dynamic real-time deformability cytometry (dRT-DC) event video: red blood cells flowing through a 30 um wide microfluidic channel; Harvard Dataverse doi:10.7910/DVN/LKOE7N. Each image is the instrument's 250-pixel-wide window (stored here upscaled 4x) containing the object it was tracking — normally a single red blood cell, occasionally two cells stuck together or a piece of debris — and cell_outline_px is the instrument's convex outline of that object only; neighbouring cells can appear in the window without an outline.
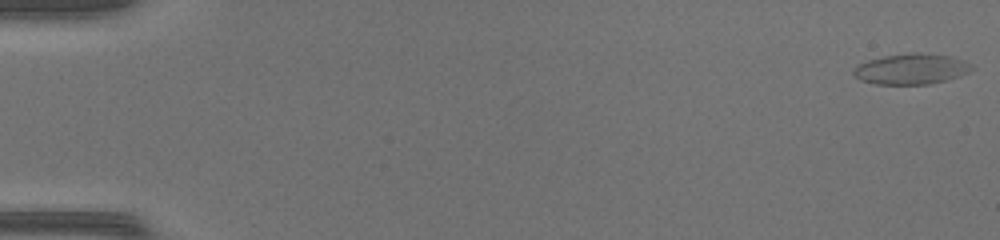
{"species": "common noctule bat (a hibernating species)", "species_latin": "Nyctalus noctula", "temperature_condition": "warm", "stored_images_in_passage": 50, "camera_frame_rate_fps": 3000, "um_per_image_px": 0.085, "animal": {"sex": "female", "body_mass_g": 17.0, "forearm_length_mm": 48.0}, "frame": {"image": 1, "passage_image": 1, "time_ms": 0.0, "image_size_px": [1000, 240], "cell_outline_px": [[972, 68], [968, 72], [960, 76], [928, 84], [876, 84], [860, 80], [852, 72], [860, 64], [868, 60], [884, 56], [912, 52], [916, 52], [952, 56], [972, 64]], "centroid_in_image_um": [77.47, 5.86], "position_along_channel_um": 7.5, "area_um2": 20.87}}
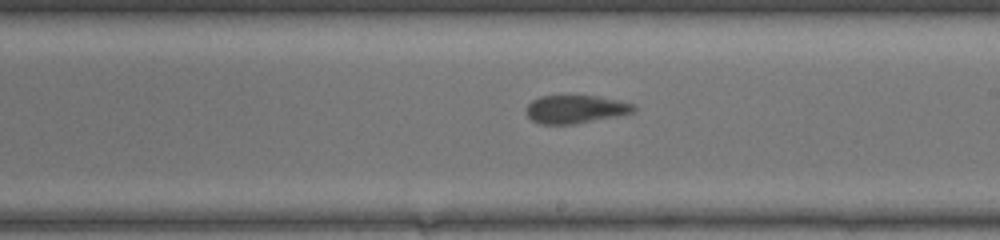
{"frame": {"image": 2, "passage_image": 30, "time_ms": 9.667, "image_size_px": [1000, 240], "cell_outline_px": [[636, 112], [576, 124], [540, 124], [532, 120], [524, 112], [524, 108], [532, 100], [540, 96], [596, 96], [620, 100], [636, 104]], "centroid_in_image_um": [48.92, 9.28], "position_along_channel_um": 240.1, "area_um2": 17.86}}
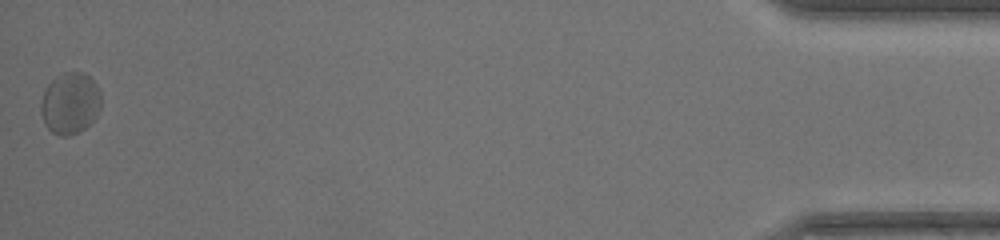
{"frame": {"image": 3, "passage_image": 50, "time_ms": 16.333, "image_size_px": [1000, 240], "cell_outline_px": [[100, 108], [96, 116], [80, 132], [68, 136], [60, 136], [52, 132], [44, 124], [40, 112], [40, 104], [44, 92], [48, 84], [56, 76], [64, 72], [84, 72], [96, 84], [100, 92]], "centroid_in_image_um": [5.94, 8.78], "position_along_channel_um": 429.3, "area_um2": 21.62}, "authors_computed_cell_mechanics": {"area_um2": 19.2185, "velocity_mm_per_s": 4.23, "shape_relaxation_time_tau1_ms": null, "shape_relaxation_time_tau2_ms": 1.5499, "deformation_change_tau1": null, "deformation_change_tau2": 0.0644}}